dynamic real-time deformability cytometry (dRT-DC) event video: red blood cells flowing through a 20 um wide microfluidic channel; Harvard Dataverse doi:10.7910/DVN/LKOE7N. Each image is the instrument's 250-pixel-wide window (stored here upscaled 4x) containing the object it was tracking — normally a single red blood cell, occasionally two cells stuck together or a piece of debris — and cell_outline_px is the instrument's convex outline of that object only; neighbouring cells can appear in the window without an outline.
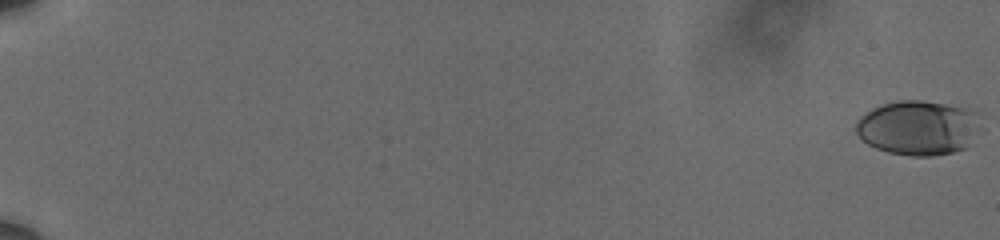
{"species": "human", "species_latin": "Homo sapiens", "temperature_condition": "cold", "stored_images_in_passage": 62, "camera_frame_rate_fps": 3000, "um_per_image_px": 0.085, "donor": {"sex": "male"}, "frame": {"image": 1, "passage_image": 1, "time_ms": 0.0, "image_size_px": [1000, 240], "cell_outline_px": [[976, 112], [968, 148], [952, 152], [932, 156], [912, 156], [888, 152], [876, 148], [868, 144], [856, 132], [856, 120], [860, 116], [872, 108], [896, 100], [920, 100], [968, 108]], "centroid_in_image_um": [77.94, 10.86], "position_along_channel_um": 7.1, "area_um2": 38.84}}
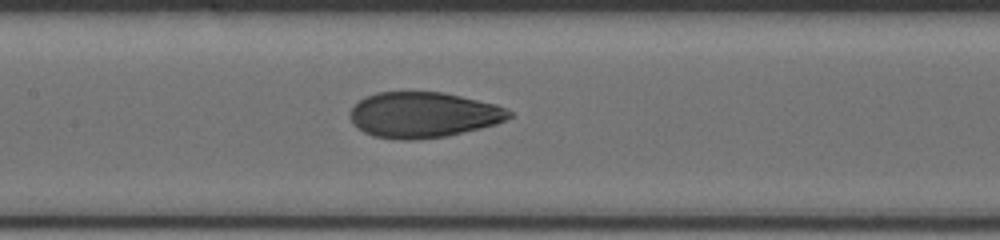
{"frame": {"image": 2, "passage_image": 34, "time_ms": 11.0, "image_size_px": [1000, 240], "cell_outline_px": [[512, 116], [496, 124], [480, 128], [444, 136], [416, 140], [400, 140], [372, 136], [356, 128], [352, 124], [352, 108], [360, 100], [376, 92], [444, 92], [496, 104], [512, 112]], "centroid_in_image_um": [35.98, 9.76], "position_along_channel_um": 171.4, "area_um2": 42.08}}
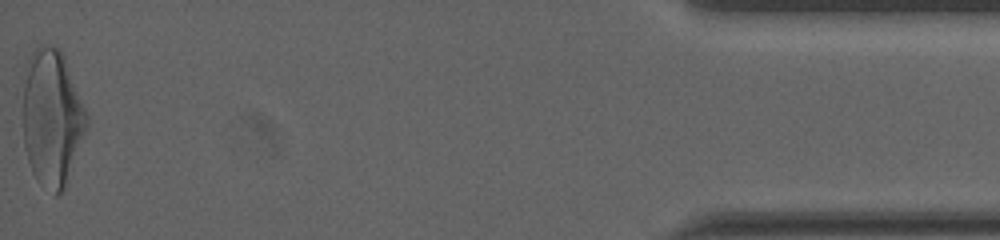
{"frame": {"image": 3, "passage_image": 62, "time_ms": 20.333, "image_size_px": [1000, 240], "cell_outline_px": [[88, 124], [64, 188], [56, 196], [40, 184], [36, 180], [32, 172], [24, 148], [24, 64], [28, 56], [40, 44], [56, 48], [64, 56], [88, 116]], "centroid_in_image_um": [4.4, 10.0], "position_along_channel_um": 430.8, "area_um2": 50.4}, "authors_computed_cell_mechanics": {"area_um2": 41.8183, "velocity_mm_per_s": 3.6086, "shape_relaxation_time_tau1_ms": 5.5781, "shape_relaxation_time_tau2_ms": 1.0313, "deformation_change_tau1": 0.207, "deformation_change_tau2": 0.068}}